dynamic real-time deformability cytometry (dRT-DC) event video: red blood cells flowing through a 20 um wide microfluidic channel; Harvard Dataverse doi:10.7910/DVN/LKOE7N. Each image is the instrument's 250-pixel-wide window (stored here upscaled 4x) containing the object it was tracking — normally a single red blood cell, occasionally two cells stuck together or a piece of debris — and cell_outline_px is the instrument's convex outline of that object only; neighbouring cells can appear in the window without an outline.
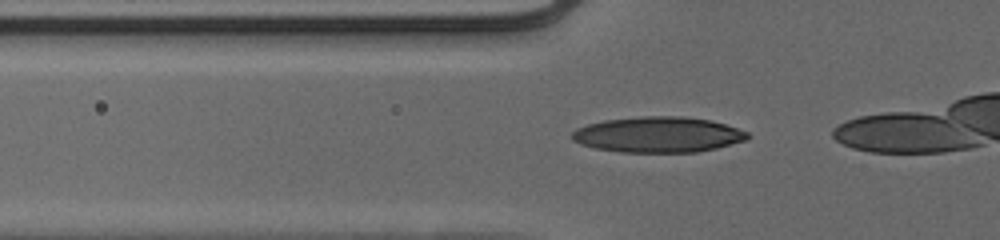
{"species": "human", "species_latin": "Homo sapiens", "temperature_condition": "cold", "stored_images_in_passage": 9, "camera_frame_rate_fps": 3000, "um_per_image_px": 0.085, "donor": {"sex": "male"}, "frame": {"image": 1, "passage_image": 3, "time_ms": 0.667, "image_size_px": [1000, 240], "cell_outline_px": [[748, 140], [716, 148], [696, 152], [620, 152], [596, 148], [580, 144], [572, 140], [572, 132], [576, 128], [588, 124], [604, 120], [644, 116], [680, 116], [708, 120], [724, 124], [748, 132]], "centroid_in_image_um": [55.92, 11.45], "position_along_channel_um": 69.9, "area_um2": 36.3}}
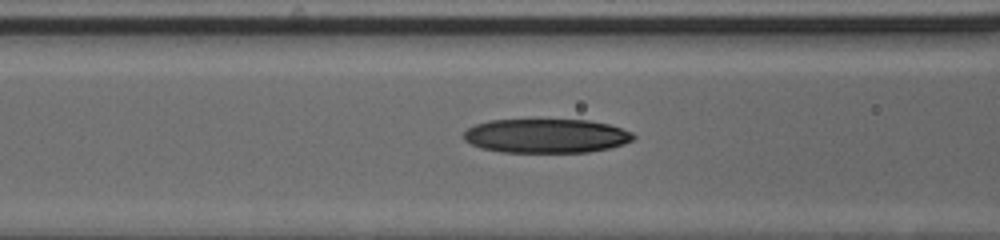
{"frame": {"image": 2, "passage_image": 7, "time_ms": 2.0, "image_size_px": [1000, 240], "cell_outline_px": [[636, 136], [632, 140], [624, 144], [608, 148], [588, 152], [500, 152], [480, 148], [464, 140], [464, 132], [468, 128], [476, 124], [488, 120], [588, 120], [608, 124], [632, 132]], "centroid_in_image_um": [46.41, 11.55], "position_along_channel_um": 120.2, "area_um2": 33.7}}